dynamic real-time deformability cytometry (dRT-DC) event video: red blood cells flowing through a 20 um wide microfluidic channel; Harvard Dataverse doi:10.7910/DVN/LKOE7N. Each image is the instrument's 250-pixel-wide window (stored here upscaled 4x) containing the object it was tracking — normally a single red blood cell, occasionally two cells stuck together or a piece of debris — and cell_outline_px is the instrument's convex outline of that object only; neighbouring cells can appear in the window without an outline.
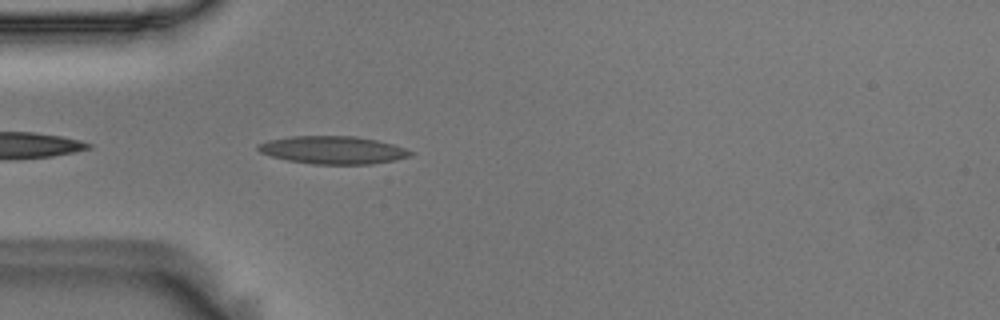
{"species": "Egyptian fruit bat (a non-hibernating species)", "species_latin": "Rousettus aegyptiacus", "temperature_condition": "room temperature", "stored_images_in_passage": 19, "camera_frame_rate_fps": 3000, "um_per_image_px": 0.085, "animal": {"sex": "male"}, "frame": {"image": 1, "passage_image": 2, "time_ms": 0.333, "image_size_px": [1000, 320], "cell_outline_px": [[416, 152], [412, 156], [396, 160], [372, 164], [312, 164], [288, 160], [272, 156], [260, 152], [256, 148], [256, 144], [268, 140], [292, 136], [356, 136], [376, 140], [392, 144]], "centroid_in_image_um": [28.32, 12.75], "position_along_channel_um": 56.7, "area_um2": 24.8}}
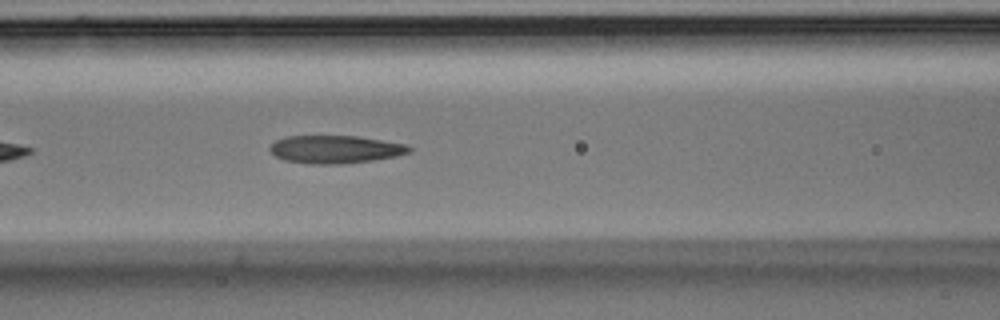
{"frame": {"image": 2, "passage_image": 9, "time_ms": 2.667, "image_size_px": [1000, 320], "cell_outline_px": [[412, 152], [396, 156], [372, 160], [340, 164], [312, 164], [284, 160], [276, 156], [268, 148], [276, 140], [284, 136], [356, 136], [408, 144], [412, 148]], "centroid_in_image_um": [28.52, 12.69], "position_along_channel_um": 138.1, "area_um2": 22.66}}
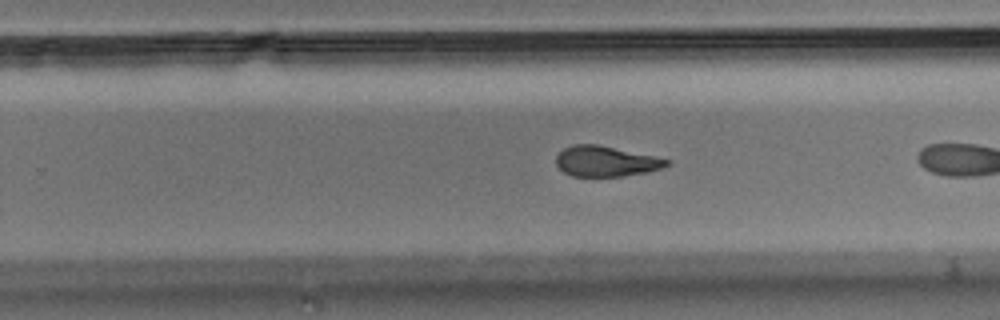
{"frame": {"image": 3, "passage_image": 18, "time_ms": 5.667, "image_size_px": [1000, 320], "cell_outline_px": [[672, 164], [648, 172], [624, 176], [572, 176], [564, 172], [556, 164], [556, 156], [564, 148], [572, 144], [596, 144], [672, 160]], "centroid_in_image_um": [51.5, 13.71], "position_along_channel_um": 278.3, "area_um2": 19.54}}